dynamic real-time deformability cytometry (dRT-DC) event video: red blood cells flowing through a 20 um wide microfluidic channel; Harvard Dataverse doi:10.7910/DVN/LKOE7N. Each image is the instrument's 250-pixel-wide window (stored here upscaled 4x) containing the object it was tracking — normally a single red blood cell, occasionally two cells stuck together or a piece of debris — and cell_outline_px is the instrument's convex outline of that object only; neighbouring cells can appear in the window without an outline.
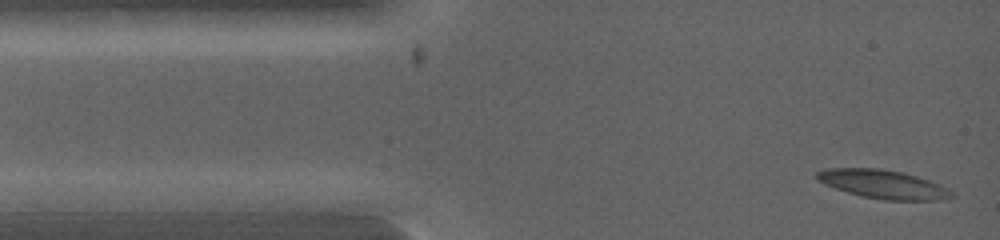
{"species": "common noctule bat (a hibernating species)", "species_latin": "Nyctalus noctula", "temperature_condition": "warm", "stored_images_in_passage": 9, "camera_frame_rate_fps": 5000, "um_per_image_px": 0.085, "animal": {"sex": "female", "body_mass_g": 19.0, "forearm_length_mm": 53.3}, "frame": {"image": 1, "passage_image": 1, "time_ms": 0.0, "image_size_px": [1000, 240], "cell_outline_px": [[956, 196], [944, 200], [884, 200], [860, 196], [824, 184], [816, 180], [816, 172], [824, 168], [880, 168], [904, 172], [940, 184], [948, 188]], "centroid_in_image_um": [75.07, 15.66], "position_along_channel_um": 9.9, "area_um2": 22.72}}
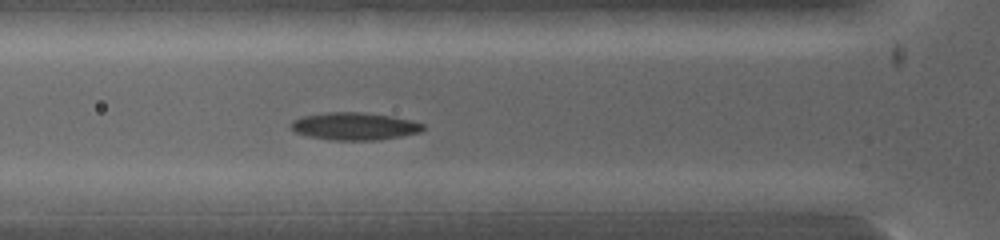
{"frame": {"image": 2, "passage_image": 6, "time_ms": 2.6, "image_size_px": [1000, 240], "cell_outline_px": [[424, 128], [420, 132], [380, 140], [332, 140], [312, 136], [296, 132], [292, 128], [292, 120], [300, 116], [324, 112], [360, 112], [392, 116], [424, 124]], "centroid_in_image_um": [30.12, 10.72], "position_along_channel_um": 95.7, "area_um2": 20.98}}
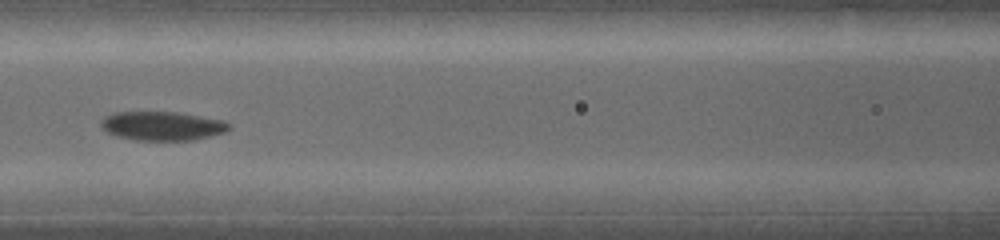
{"frame": {"image": 3, "passage_image": 8, "time_ms": 3.6, "image_size_px": [1000, 240], "cell_outline_px": [[232, 128], [224, 132], [192, 140], [136, 140], [120, 136], [108, 132], [100, 124], [104, 116], [116, 112], [176, 112], [224, 120]], "centroid_in_image_um": [13.81, 10.69], "position_along_channel_um": 152.8, "area_um2": 21.27}}